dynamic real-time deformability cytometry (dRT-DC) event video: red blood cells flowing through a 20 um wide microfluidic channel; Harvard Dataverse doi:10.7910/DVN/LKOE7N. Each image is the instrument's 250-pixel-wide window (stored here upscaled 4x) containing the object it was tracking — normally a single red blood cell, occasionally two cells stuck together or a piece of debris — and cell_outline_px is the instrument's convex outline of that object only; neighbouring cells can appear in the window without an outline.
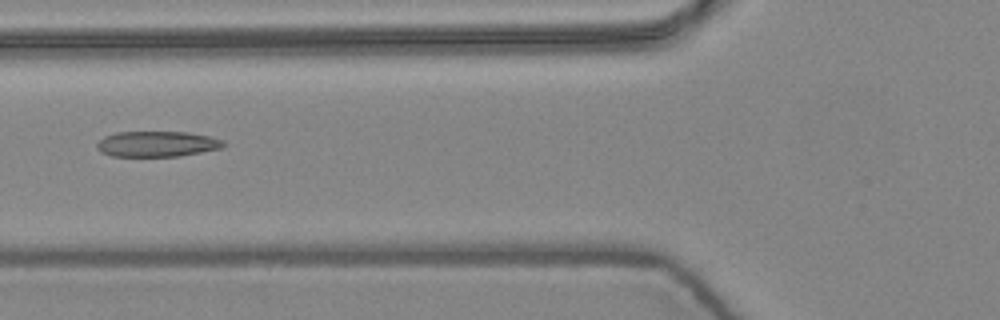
{"species": "common noctule bat (a hibernating species)", "species_latin": "Nyctalus noctula", "temperature_condition": "warm", "stored_images_in_passage": 6, "camera_frame_rate_fps": 3000, "um_per_image_px": 0.085, "animal": {"sex": "female", "body_mass_g": 24.6, "forearm_length_mm": 56.2}, "frame": {"image": 1, "passage_image": 6, "time_ms": 1.667, "image_size_px": [1000, 320], "cell_outline_px": [[228, 144], [220, 148], [180, 156], [112, 156], [100, 152], [96, 148], [96, 144], [104, 136], [116, 132], [188, 132], [208, 136], [224, 140]], "centroid_in_image_um": [13.34, 12.23], "position_along_channel_um": 112.5, "area_um2": 18.9}}